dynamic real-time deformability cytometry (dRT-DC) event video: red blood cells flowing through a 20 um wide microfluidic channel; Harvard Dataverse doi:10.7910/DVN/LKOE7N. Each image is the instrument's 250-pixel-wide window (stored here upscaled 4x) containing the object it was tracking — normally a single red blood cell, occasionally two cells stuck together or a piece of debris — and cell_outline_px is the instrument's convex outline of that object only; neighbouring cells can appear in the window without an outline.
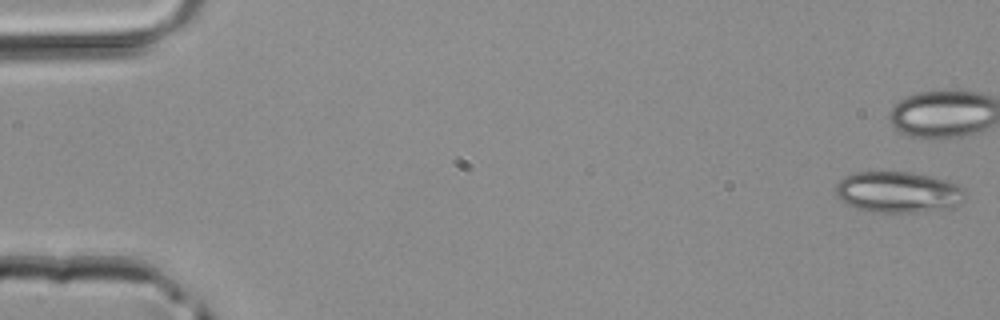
{"species": "common noctule bat (a hibernating species)", "species_latin": "Nyctalus noctula", "temperature_condition": "room temperature", "stored_images_in_passage": 4, "camera_frame_rate_fps": 3000, "um_per_image_px": 0.085, "animal": {"sex": "male", "body_mass_g": 20.4}, "frame": {"image": 1, "passage_image": 1, "time_ms": 0.0, "image_size_px": [1000, 320], "cell_outline_px": [[964, 196], [960, 204], [952, 208], [916, 212], [868, 212], [844, 204], [836, 196], [836, 184], [844, 176], [856, 172], [908, 172], [928, 176], [944, 180], [956, 184], [964, 188]], "centroid_in_image_um": [76.3, 16.34], "position_along_channel_um": 8.7, "area_um2": 31.1}}